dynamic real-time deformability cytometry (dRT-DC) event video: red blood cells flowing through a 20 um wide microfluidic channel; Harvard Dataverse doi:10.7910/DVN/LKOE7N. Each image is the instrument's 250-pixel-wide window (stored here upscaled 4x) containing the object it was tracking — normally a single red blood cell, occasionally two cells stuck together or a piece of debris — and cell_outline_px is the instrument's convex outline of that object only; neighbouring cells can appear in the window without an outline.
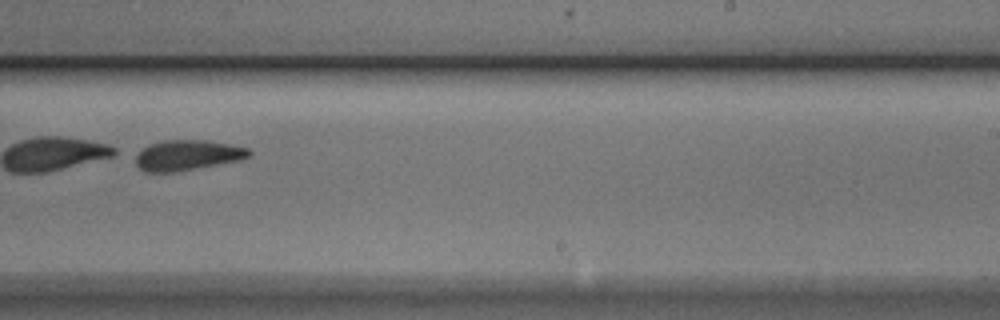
{"species": "Egyptian fruit bat (a non-hibernating species)", "species_latin": "Rousettus aegyptiacus", "temperature_condition": "cold", "stored_images_in_passage": 46, "camera_frame_rate_fps": 3000, "um_per_image_px": 0.085, "animal": {"sex": "male"}, "frame": {"image": 1, "passage_image": 26, "time_ms": 8.333, "image_size_px": [1000, 320], "cell_outline_px": [[252, 152], [248, 156], [240, 160], [172, 172], [144, 172], [136, 164], [136, 156], [148, 144], [164, 140], [208, 140], [248, 148]], "centroid_in_image_um": [15.92, 13.18], "position_along_channel_um": 273.1, "area_um2": 19.77}}